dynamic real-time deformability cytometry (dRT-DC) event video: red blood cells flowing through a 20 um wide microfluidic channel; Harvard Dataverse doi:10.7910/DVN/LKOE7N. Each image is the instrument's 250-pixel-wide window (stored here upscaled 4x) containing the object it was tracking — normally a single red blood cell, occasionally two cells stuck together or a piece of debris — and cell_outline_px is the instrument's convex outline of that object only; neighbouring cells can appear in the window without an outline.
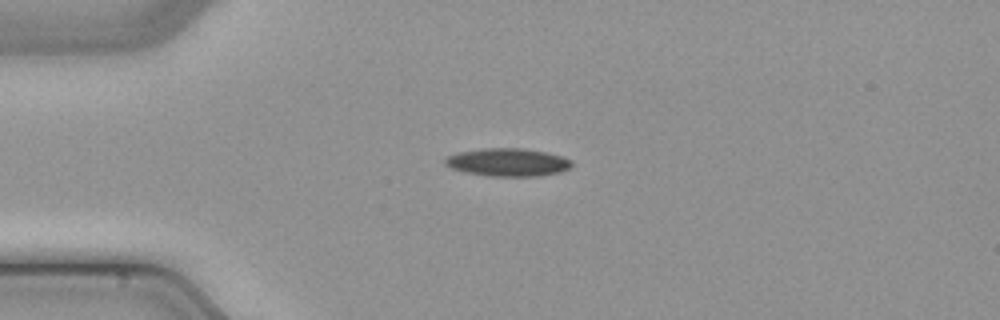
{"species": "common noctule bat (a hibernating species)", "species_latin": "Nyctalus noctula", "temperature_condition": "cold", "stored_images_in_passage": 37, "camera_frame_rate_fps": 3000, "um_per_image_px": 0.085, "animal": {"sex": "male", "body_mass_g": 21.5, "forearm_length_mm": 52.0}, "frame": {"image": 1, "passage_image": 1, "time_ms": 0.0, "image_size_px": [1000, 320], "cell_outline_px": [[572, 164], [568, 168], [560, 172], [540, 176], [488, 176], [464, 172], [452, 168], [444, 164], [444, 160], [448, 156], [456, 152], [484, 148], [520, 148], [544, 152], [564, 156], [572, 160]], "centroid_in_image_um": [43.15, 13.79], "position_along_channel_um": 41.9, "area_um2": 20.69}}
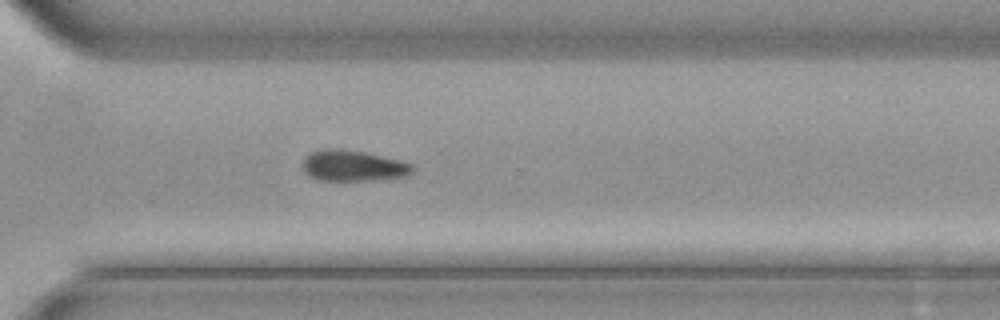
{"frame": {"image": 2, "passage_image": 24, "time_ms": 7.667, "image_size_px": [1000, 320], "cell_outline_px": [[416, 168], [408, 176], [372, 180], [316, 180], [308, 176], [304, 172], [304, 156], [312, 152], [328, 148], [364, 152], [404, 160], [412, 164]], "centroid_in_image_um": [30.06, 14.1], "position_along_channel_um": 340.5, "area_um2": 19.88}}
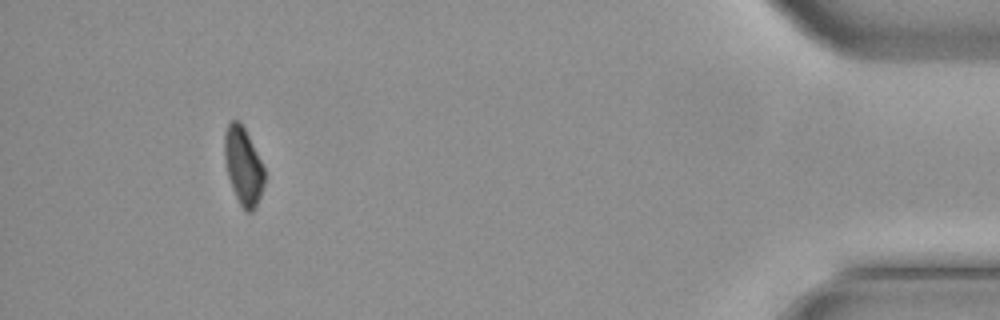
{"frame": {"image": 3, "passage_image": 34, "time_ms": 11.0, "image_size_px": [1000, 320], "cell_outline_px": [[264, 184], [260, 196], [252, 212], [248, 212], [240, 204], [232, 188], [228, 176], [224, 156], [224, 132], [228, 124], [232, 120], [240, 120], [264, 168]], "centroid_in_image_um": [20.65, 14.09], "position_along_channel_um": 414.5, "area_um2": 17.69}}